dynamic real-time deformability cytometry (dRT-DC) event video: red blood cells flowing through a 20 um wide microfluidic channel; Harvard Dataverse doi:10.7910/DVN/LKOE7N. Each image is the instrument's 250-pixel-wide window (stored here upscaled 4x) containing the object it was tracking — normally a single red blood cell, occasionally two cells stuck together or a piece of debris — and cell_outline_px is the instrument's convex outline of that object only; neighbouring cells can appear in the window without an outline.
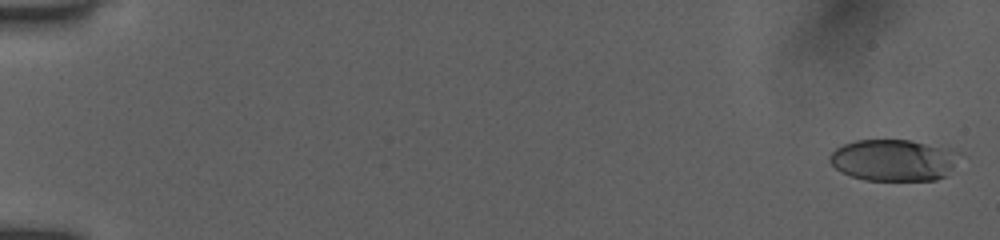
{"species": "human", "species_latin": "Homo sapiens", "temperature_condition": "room temperature", "stored_images_in_passage": 19, "camera_frame_rate_fps": 3000, "um_per_image_px": 0.085, "donor": {"sex": "female"}, "frame": {"image": 1, "passage_image": 2, "time_ms": 0.333, "image_size_px": [1000, 240], "cell_outline_px": [[964, 152], [944, 176], [936, 180], [864, 180], [852, 176], [836, 168], [828, 160], [828, 156], [836, 148], [844, 144], [856, 140], [912, 140], [952, 148]], "centroid_in_image_um": [76.0, 13.59], "position_along_channel_um": 9.0, "area_um2": 31.62}}
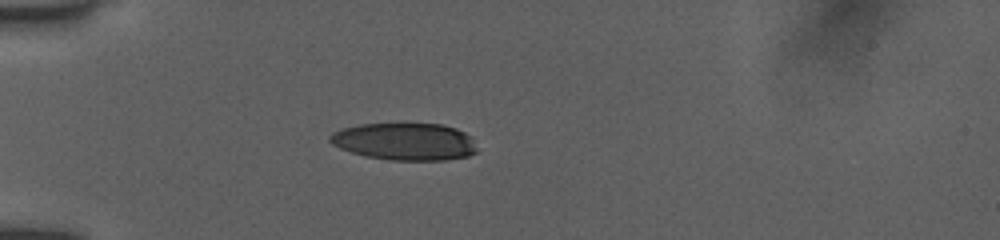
{"frame": {"image": 2, "passage_image": 14, "time_ms": 5.333, "image_size_px": [1000, 240], "cell_outline_px": [[476, 152], [468, 156], [444, 160], [392, 160], [368, 156], [352, 152], [340, 148], [332, 144], [328, 140], [328, 136], [332, 132], [340, 128], [360, 124], [440, 124], [456, 128], [472, 136], [476, 148]], "centroid_in_image_um": [34.4, 12.02], "position_along_channel_um": 50.6, "area_um2": 31.96}}
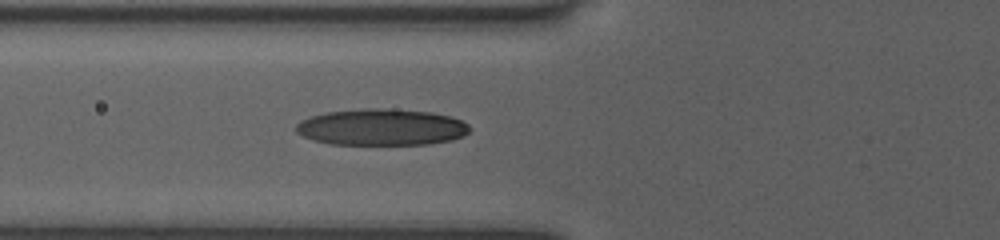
{"frame": {"image": 3, "passage_image": 19, "time_ms": 7.0, "image_size_px": [1000, 240], "cell_outline_px": [[468, 132], [464, 136], [452, 140], [428, 144], [332, 144], [312, 140], [296, 132], [296, 124], [312, 116], [328, 112], [364, 108], [384, 108], [432, 112], [452, 116], [468, 124]], "centroid_in_image_um": [32.46, 10.81], "position_along_channel_um": 93.3, "area_um2": 36.82}}